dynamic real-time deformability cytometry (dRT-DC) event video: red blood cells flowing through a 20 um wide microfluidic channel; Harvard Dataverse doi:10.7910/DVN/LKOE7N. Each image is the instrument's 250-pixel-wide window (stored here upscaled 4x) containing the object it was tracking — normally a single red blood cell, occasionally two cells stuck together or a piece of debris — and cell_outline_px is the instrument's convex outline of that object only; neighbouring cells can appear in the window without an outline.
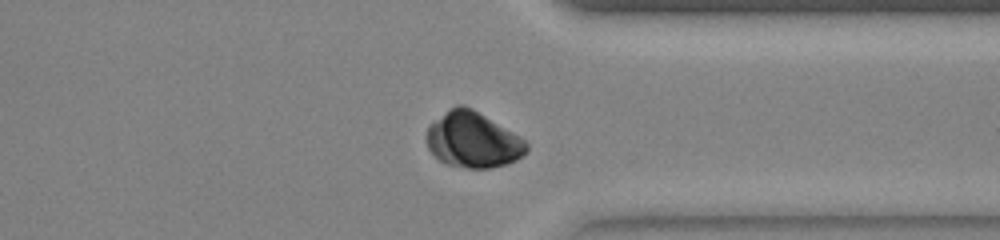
{"species": "common noctule bat (a hibernating species)", "species_latin": "Nyctalus noctula", "temperature_condition": "warm", "stored_images_in_passage": 51, "camera_frame_rate_fps": 3000, "um_per_image_px": 0.085, "animal": {"sex": "female", "body_mass_g": 23.0, "forearm_length_mm": 53.4}, "frame": {"image": 1, "passage_image": 38, "time_ms": 12.333, "image_size_px": [1000, 240], "cell_outline_px": [[528, 148], [516, 160], [504, 164], [488, 168], [464, 168], [448, 164], [440, 160], [428, 148], [428, 128], [436, 120], [456, 104], [464, 104], [472, 108], [520, 136], [528, 144]], "centroid_in_image_um": [40.21, 11.89], "position_along_channel_um": 371.2, "area_um2": 31.73}}